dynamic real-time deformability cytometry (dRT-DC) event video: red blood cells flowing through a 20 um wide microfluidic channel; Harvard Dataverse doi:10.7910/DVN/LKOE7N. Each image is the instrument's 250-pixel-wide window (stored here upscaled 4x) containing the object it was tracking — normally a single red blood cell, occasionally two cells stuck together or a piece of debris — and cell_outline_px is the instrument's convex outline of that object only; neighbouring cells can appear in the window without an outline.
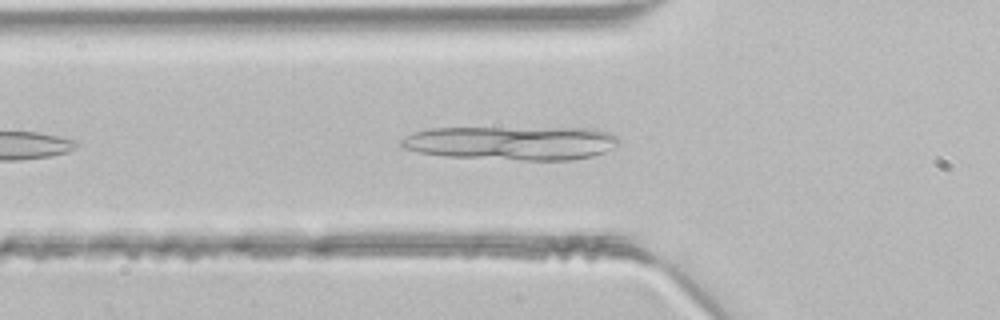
{"species": "common noctule bat (a hibernating species)", "species_latin": "Nyctalus noctula", "temperature_condition": "room temperature", "stored_images_in_passage": 13, "camera_frame_rate_fps": 3000, "um_per_image_px": 0.085, "animal": {"sex": "male", "body_mass_g": 21.5, "forearm_length_mm": 52.0}, "frame": {"image": 1, "passage_image": 4, "time_ms": 1.0, "image_size_px": [1000, 320], "cell_outline_px": [[620, 144], [604, 152], [592, 156], [572, 160], [524, 160], [444, 156], [420, 152], [404, 148], [400, 144], [400, 140], [416, 132], [428, 128], [592, 128], [608, 132], [616, 136], [620, 140]], "centroid_in_image_um": [43.54, 12.15], "position_along_channel_um": 82.3, "area_um2": 42.95}}
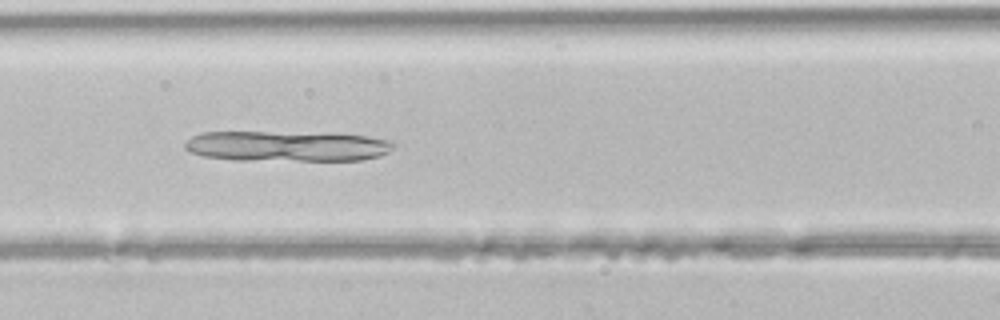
{"frame": {"image": 2, "passage_image": 8, "time_ms": 2.333, "image_size_px": [1000, 320], "cell_outline_px": [[396, 144], [388, 152], [380, 156], [364, 160], [232, 160], [204, 156], [188, 152], [184, 148], [184, 144], [192, 136], [200, 132], [328, 132], [368, 136], [392, 140]], "centroid_in_image_um": [24.42, 12.41], "position_along_channel_um": 142.2, "area_um2": 37.74}}
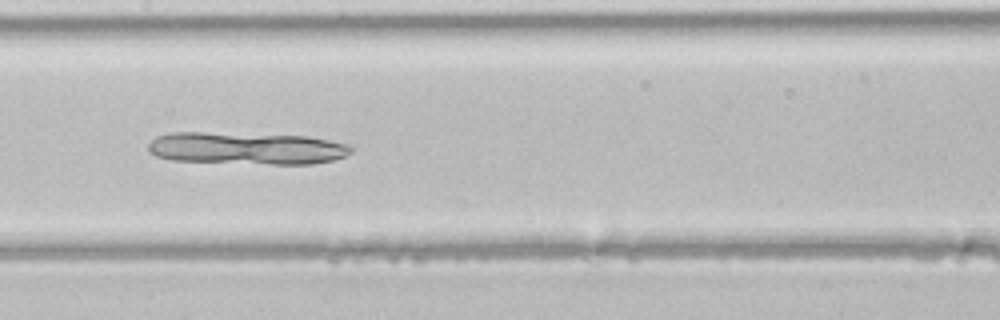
{"frame": {"image": 3, "passage_image": 11, "time_ms": 3.333, "image_size_px": [1000, 320], "cell_outline_px": [[352, 152], [348, 156], [336, 160], [312, 164], [272, 164], [172, 160], [156, 156], [148, 152], [148, 144], [156, 136], [172, 132], [204, 132], [308, 136], [348, 144], [352, 148]], "centroid_in_image_um": [20.98, 12.6], "position_along_channel_um": 186.4, "area_um2": 38.38}}